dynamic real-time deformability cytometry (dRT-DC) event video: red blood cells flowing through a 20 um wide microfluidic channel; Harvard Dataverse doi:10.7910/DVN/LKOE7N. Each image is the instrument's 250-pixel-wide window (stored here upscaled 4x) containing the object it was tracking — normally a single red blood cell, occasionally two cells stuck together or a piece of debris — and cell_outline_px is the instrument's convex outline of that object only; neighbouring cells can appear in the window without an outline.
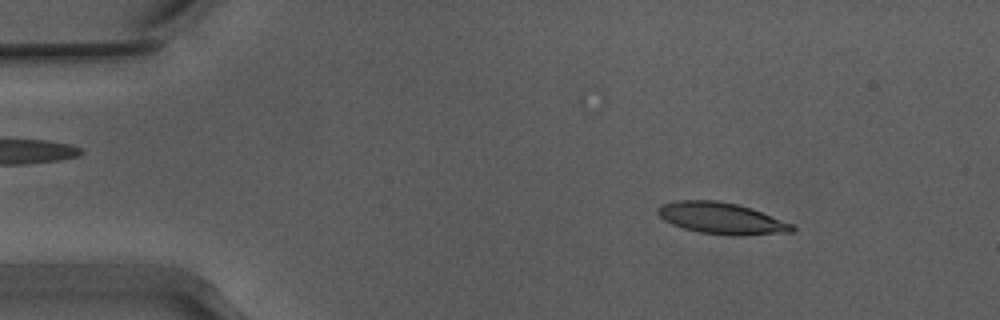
{"species": "Egyptian fruit bat (a non-hibernating species)", "species_latin": "Rousettus aegyptiacus", "temperature_condition": "warm", "stored_images_in_passage": 51, "camera_frame_rate_fps": 3000, "um_per_image_px": 0.085, "animal": {"sex": "male"}, "frame": {"image": 1, "passage_image": 5, "time_ms": 1.333, "image_size_px": [1000, 320], "cell_outline_px": [[796, 228], [792, 232], [740, 236], [736, 236], [700, 232], [684, 228], [672, 224], [664, 220], [656, 212], [656, 208], [660, 204], [676, 200], [716, 200], [736, 204], [752, 208], [792, 224]], "centroid_in_image_um": [61.3, 18.55], "position_along_channel_um": 23.7, "area_um2": 24.68}}
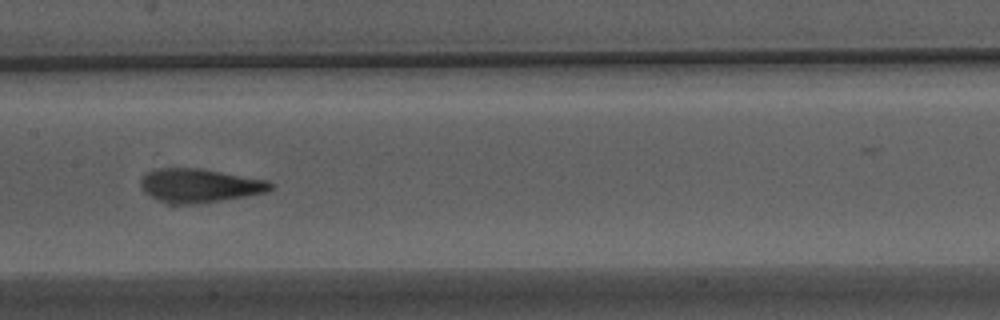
{"frame": {"image": 2, "passage_image": 24, "time_ms": 7.667, "image_size_px": [1000, 320], "cell_outline_px": [[276, 188], [268, 192], [196, 204], [168, 204], [156, 200], [144, 192], [140, 188], [140, 180], [148, 172], [156, 168], [200, 168], [268, 180], [276, 184]], "centroid_in_image_um": [16.98, 15.77], "position_along_channel_um": 190.4, "area_um2": 25.84}}
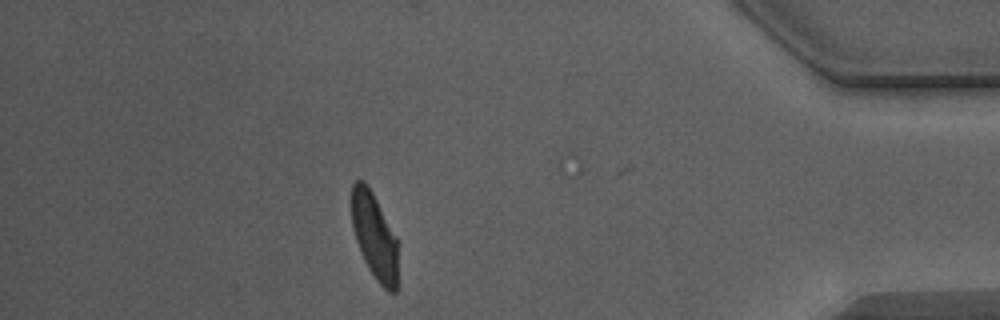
{"frame": {"image": 3, "passage_image": 44, "time_ms": 14.333, "image_size_px": [1000, 320], "cell_outline_px": [[400, 244], [396, 292], [388, 292], [376, 280], [368, 268], [360, 252], [352, 228], [352, 184], [356, 180], [364, 180], [372, 192], [400, 240]], "centroid_in_image_um": [31.89, 20.11], "position_along_channel_um": 403.3, "area_um2": 24.04}, "authors_computed_cell_mechanics": {"area_um2": 24.6806, "velocity_mm_per_s": 3.8924, "shape_relaxation_time_tau1_ms": 4.1796, "shape_relaxation_time_tau2_ms": 1.4731, "deformation_change_tau1": 0.1806, "deformation_change_tau2": 0.1049}}